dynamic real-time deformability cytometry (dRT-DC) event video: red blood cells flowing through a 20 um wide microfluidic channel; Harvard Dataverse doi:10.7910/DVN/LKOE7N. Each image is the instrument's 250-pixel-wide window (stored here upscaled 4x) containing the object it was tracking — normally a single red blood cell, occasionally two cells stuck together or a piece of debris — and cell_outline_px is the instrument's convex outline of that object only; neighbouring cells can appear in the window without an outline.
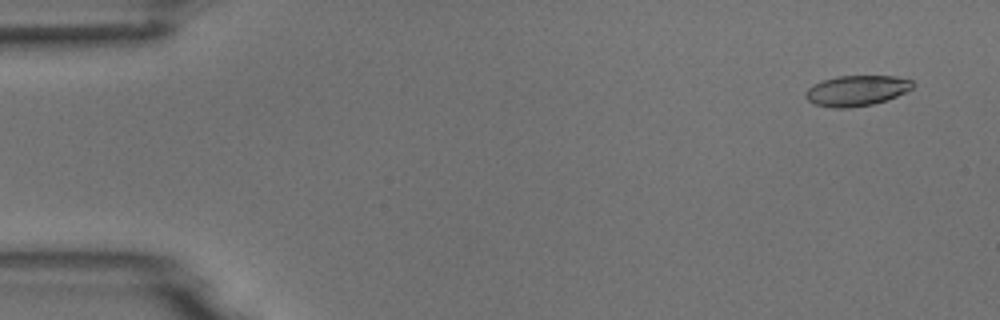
{"species": "common noctule bat (a hibernating species)", "species_latin": "Nyctalus noctula", "temperature_condition": "room temperature", "stored_images_in_passage": 5, "camera_frame_rate_fps": 3000, "um_per_image_px": 0.085, "animal": {"sex": "male", "body_mass_g": 18.8}, "frame": {"image": 1, "passage_image": 1, "time_ms": 0.0, "image_size_px": [1000, 320], "cell_outline_px": [[916, 84], [912, 88], [888, 100], [872, 104], [848, 108], [832, 108], [816, 104], [808, 100], [804, 96], [804, 92], [812, 84], [820, 80], [836, 76], [896, 76], [912, 80]], "centroid_in_image_um": [72.79, 7.69], "position_along_channel_um": 12.2, "area_um2": 19.25}}
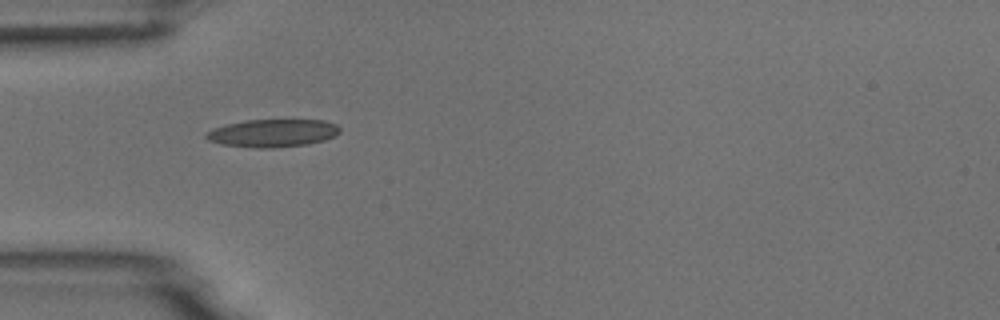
{"frame": {"image": 2, "passage_image": 4, "time_ms": 4.333, "image_size_px": [1000, 320], "cell_outline_px": [[340, 132], [336, 136], [324, 140], [308, 144], [272, 148], [256, 148], [220, 144], [208, 140], [204, 136], [212, 128], [224, 124], [244, 120], [324, 120], [336, 124], [340, 128]], "centroid_in_image_um": [23.17, 11.31], "position_along_channel_um": 61.8, "area_um2": 21.85}}